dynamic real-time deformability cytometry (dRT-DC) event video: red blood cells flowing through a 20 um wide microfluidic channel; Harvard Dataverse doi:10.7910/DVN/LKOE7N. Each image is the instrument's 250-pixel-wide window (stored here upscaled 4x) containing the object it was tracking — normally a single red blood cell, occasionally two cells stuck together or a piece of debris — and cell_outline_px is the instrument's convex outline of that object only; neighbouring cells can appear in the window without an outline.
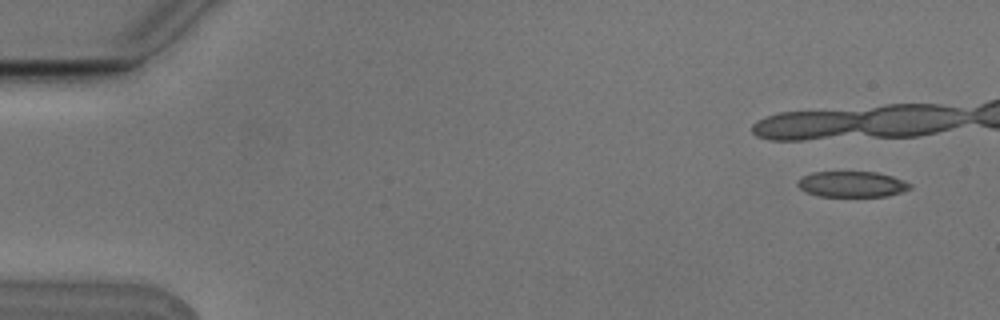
{"species": "Egyptian fruit bat (a non-hibernating species)", "species_latin": "Rousettus aegyptiacus", "temperature_condition": "cold", "stored_images_in_passage": 3, "camera_frame_rate_fps": 3000, "um_per_image_px": 0.085, "animal": {"sex": "male"}, "frame": {"image": 1, "passage_image": 1, "time_ms": 0.0, "image_size_px": [1000, 320], "cell_outline_px": [[912, 188], [888, 196], [820, 196], [808, 192], [800, 188], [796, 184], [796, 180], [800, 176], [812, 172], [876, 172], [892, 176], [904, 180], [912, 184]], "centroid_in_image_um": [72.4, 15.65], "position_along_channel_um": 12.6, "area_um2": 16.94}}